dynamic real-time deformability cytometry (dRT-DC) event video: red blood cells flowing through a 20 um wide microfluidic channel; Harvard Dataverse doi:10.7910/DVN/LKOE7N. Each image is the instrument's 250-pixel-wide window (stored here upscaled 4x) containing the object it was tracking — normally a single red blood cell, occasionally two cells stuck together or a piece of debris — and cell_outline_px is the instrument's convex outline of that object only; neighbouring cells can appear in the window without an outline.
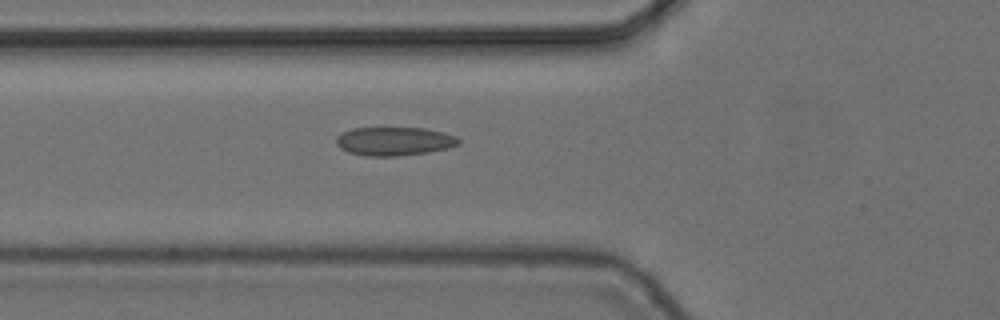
{"species": "common noctule bat (a hibernating species)", "species_latin": "Nyctalus noctula", "temperature_condition": "cold", "stored_images_in_passage": 4, "camera_frame_rate_fps": 3000, "um_per_image_px": 0.085, "animal": {"sex": "female", "body_mass_g": 24.6, "forearm_length_mm": 56.2}, "frame": {"image": 1, "passage_image": 4, "time_ms": 1.0, "image_size_px": [1000, 320], "cell_outline_px": [[460, 144], [448, 148], [428, 152], [396, 156], [364, 156], [348, 152], [340, 148], [336, 144], [336, 136], [352, 128], [424, 128], [444, 132], [456, 136], [460, 140]], "centroid_in_image_um": [33.51, 12.01], "position_along_channel_um": 92.3, "area_um2": 20.46}}